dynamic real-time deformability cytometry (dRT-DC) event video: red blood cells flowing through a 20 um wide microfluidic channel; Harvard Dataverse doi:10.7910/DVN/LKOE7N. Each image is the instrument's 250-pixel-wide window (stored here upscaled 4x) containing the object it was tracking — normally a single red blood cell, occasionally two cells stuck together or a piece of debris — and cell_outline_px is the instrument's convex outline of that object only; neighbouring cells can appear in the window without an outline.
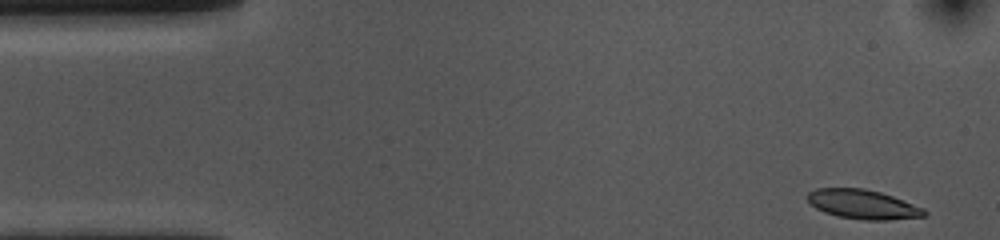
{"species": "common noctule bat (a hibernating species)", "species_latin": "Nyctalus noctula", "temperature_condition": "cold", "stored_images_in_passage": 51, "camera_frame_rate_fps": 3000, "um_per_image_px": 0.085, "animal": {"sex": "female", "body_mass_g": 10.0, "forearm_length_mm": 53.1}, "frame": {"image": 1, "passage_image": 1, "time_ms": 0.0, "image_size_px": [1000, 240], "cell_outline_px": [[928, 212], [924, 216], [888, 220], [864, 220], [840, 216], [824, 212], [816, 208], [808, 200], [808, 192], [816, 188], [864, 188], [880, 192], [892, 196], [924, 208]], "centroid_in_image_um": [73.35, 17.36], "position_along_channel_um": 11.6, "area_um2": 19.77}}
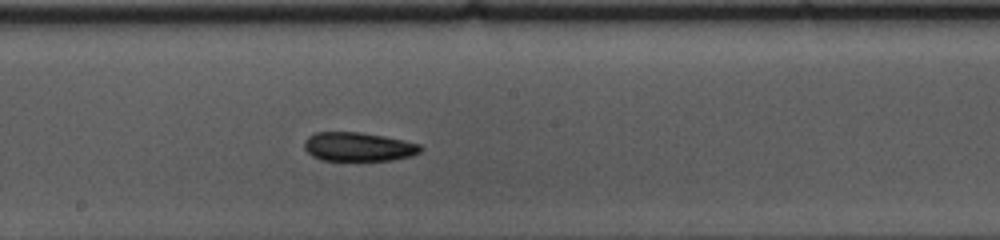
{"frame": {"image": 2, "passage_image": 26, "time_ms": 8.333, "image_size_px": [1000, 240], "cell_outline_px": [[424, 148], [420, 152], [412, 156], [392, 160], [320, 160], [312, 156], [304, 148], [304, 140], [308, 136], [316, 132], [360, 132], [384, 136], [404, 140], [420, 144]], "centroid_in_image_um": [30.47, 12.47], "position_along_channel_um": 217.7, "area_um2": 19.71}}
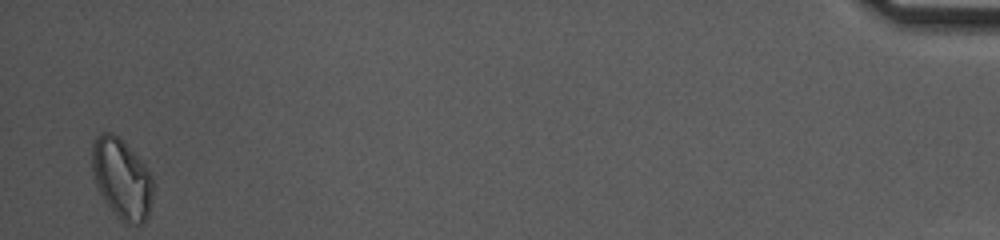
{"frame": {"image": 3, "passage_image": 51, "time_ms": 16.667, "image_size_px": [1000, 240], "cell_outline_px": [[152, 196], [148, 212], [144, 220], [140, 224], [124, 224], [120, 220], [104, 200], [96, 184], [92, 172], [92, 144], [96, 136], [100, 132], [112, 132], [120, 136], [148, 168], [152, 176]], "centroid_in_image_um": [10.33, 15.14], "position_along_channel_um": 424.9, "area_um2": 28.55}}